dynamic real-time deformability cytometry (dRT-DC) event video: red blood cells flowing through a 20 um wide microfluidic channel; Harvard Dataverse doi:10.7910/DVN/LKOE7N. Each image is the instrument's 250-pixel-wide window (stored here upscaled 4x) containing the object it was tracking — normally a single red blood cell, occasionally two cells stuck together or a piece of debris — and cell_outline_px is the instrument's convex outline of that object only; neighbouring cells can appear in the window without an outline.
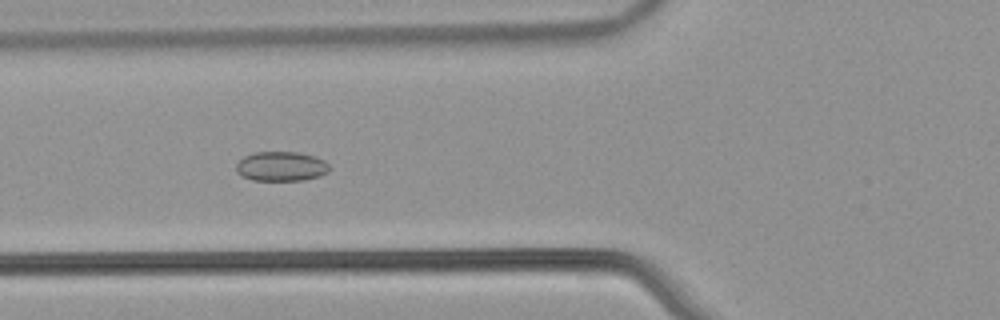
{"species": "common noctule bat (a hibernating species)", "species_latin": "Nyctalus noctula", "temperature_condition": "warm", "stored_images_in_passage": 55, "camera_frame_rate_fps": 3000, "um_per_image_px": 0.085, "animal": {"sex": "male", "body_mass_g": 21.5, "forearm_length_mm": 52.0}, "frame": {"image": 1, "passage_image": 22, "time_ms": 7.0, "image_size_px": [1000, 320], "cell_outline_px": [[328, 172], [320, 176], [304, 180], [252, 180], [236, 172], [236, 164], [244, 156], [256, 152], [300, 152], [316, 156], [324, 160], [328, 164]], "centroid_in_image_um": [23.91, 14.13], "position_along_channel_um": 101.9, "area_um2": 16.07}}
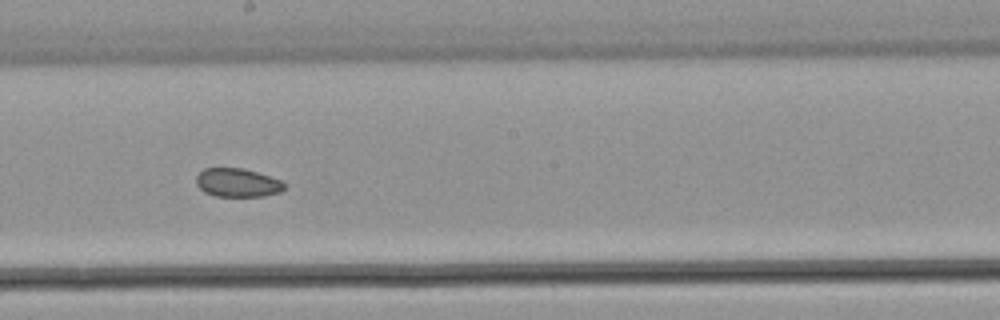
{"frame": {"image": 2, "passage_image": 32, "time_ms": 10.333, "image_size_px": [1000, 320], "cell_outline_px": [[288, 184], [280, 192], [264, 196], [216, 196], [204, 192], [196, 184], [196, 176], [204, 168], [244, 168], [280, 180]], "centroid_in_image_um": [20.19, 15.53], "position_along_channel_um": 228.0, "area_um2": 14.68}}
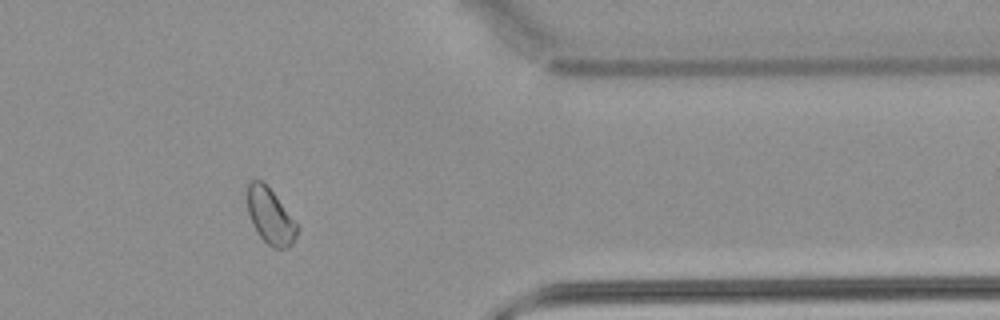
{"frame": {"image": 3, "passage_image": 46, "time_ms": 15.0, "image_size_px": [1000, 320], "cell_outline_px": [[300, 228], [292, 244], [288, 248], [272, 248], [260, 236], [252, 224], [248, 212], [248, 184], [252, 180], [260, 180], [276, 196]], "centroid_in_image_um": [22.99, 18.42], "position_along_channel_um": 388.4, "area_um2": 15.84}, "authors_computed_cell_mechanics": {"area_um2": 17.1088, "velocity_mm_per_s": 3.7818, "shape_relaxation_time_tau1_ms": null, "shape_relaxation_time_tau2_ms": 3.614, "deformation_change_tau1": null, "deformation_change_tau2": 0.0662}}